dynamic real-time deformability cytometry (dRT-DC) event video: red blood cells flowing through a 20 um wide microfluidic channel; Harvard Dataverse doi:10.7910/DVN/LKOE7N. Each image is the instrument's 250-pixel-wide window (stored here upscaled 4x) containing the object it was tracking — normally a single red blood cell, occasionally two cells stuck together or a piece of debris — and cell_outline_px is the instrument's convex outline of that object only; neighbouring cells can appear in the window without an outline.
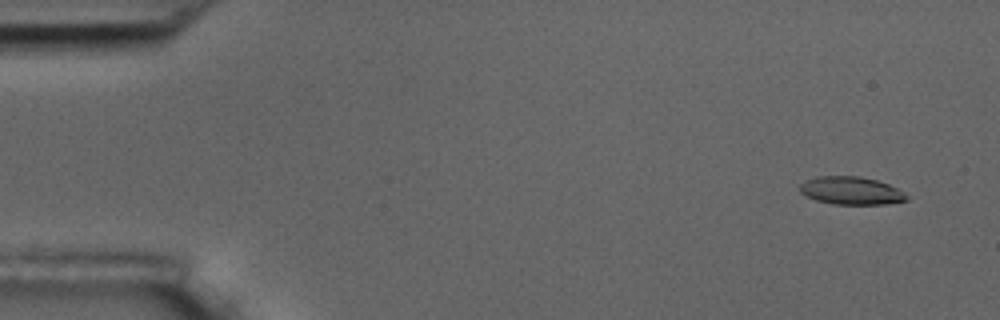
{"species": "common noctule bat (a hibernating species)", "species_latin": "Nyctalus noctula", "temperature_condition": "room temperature", "stored_images_in_passage": 4, "camera_frame_rate_fps": 3000, "um_per_image_px": 0.085, "animal": {"sex": "male", "body_mass_g": 17.5, "forearm_length_mm": 52.3}, "frame": {"image": 1, "passage_image": 1, "time_ms": 0.0, "image_size_px": [1000, 320], "cell_outline_px": [[908, 200], [884, 204], [832, 204], [816, 200], [800, 192], [800, 184], [816, 176], [860, 176], [876, 180], [888, 184], [904, 192], [908, 196]], "centroid_in_image_um": [72.36, 16.2], "position_along_channel_um": 12.6, "area_um2": 17.22}}